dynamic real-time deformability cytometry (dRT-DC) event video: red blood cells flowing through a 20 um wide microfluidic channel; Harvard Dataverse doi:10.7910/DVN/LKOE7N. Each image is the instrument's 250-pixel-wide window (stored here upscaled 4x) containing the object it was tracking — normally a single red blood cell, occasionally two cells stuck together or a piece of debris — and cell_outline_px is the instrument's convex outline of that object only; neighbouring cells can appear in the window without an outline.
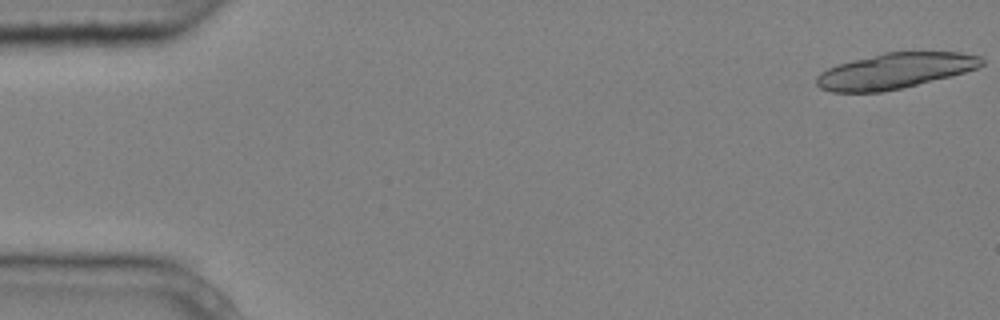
{"species": "common noctule bat (a hibernating species)", "species_latin": "Nyctalus noctula", "temperature_condition": "cold", "stored_images_in_passage": 6, "segment_of_instrument_passage": [1, 2], "camera_frame_rate_fps": 3000, "um_per_image_px": 0.085, "animal": {"sex": "male", "body_mass_g": 20.4}, "frame": {"image": 1, "passage_image": 1, "time_ms": 0.0, "image_size_px": [1000, 320], "cell_outline_px": [[984, 64], [976, 68], [952, 76], [900, 88], [880, 92], [832, 92], [820, 88], [816, 84], [816, 76], [820, 72], [828, 68], [852, 60], [884, 52], [960, 52], [980, 56], [984, 60]], "centroid_in_image_um": [76.06, 6.02], "position_along_channel_um": 8.9, "area_um2": 34.04}}